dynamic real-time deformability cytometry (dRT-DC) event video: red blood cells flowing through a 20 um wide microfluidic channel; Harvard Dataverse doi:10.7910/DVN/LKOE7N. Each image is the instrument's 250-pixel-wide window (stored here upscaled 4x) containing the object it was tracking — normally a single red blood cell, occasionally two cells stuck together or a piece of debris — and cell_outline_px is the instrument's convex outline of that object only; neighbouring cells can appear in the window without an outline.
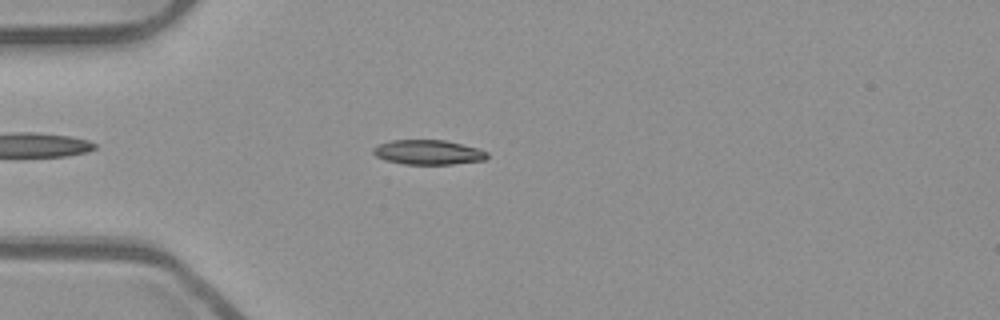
{"species": "common noctule bat (a hibernating species)", "species_latin": "Nyctalus noctula", "temperature_condition": "room temperature", "stored_images_in_passage": 47, "camera_frame_rate_fps": 3000, "um_per_image_px": 0.085, "animal": {"sex": "male", "body_mass_g": 23.1, "forearm_length_mm": 52.7}, "frame": {"image": 1, "passage_image": 8, "time_ms": 2.333, "image_size_px": [1000, 320], "cell_outline_px": [[488, 156], [484, 160], [452, 164], [404, 164], [384, 160], [376, 156], [372, 152], [372, 148], [380, 144], [392, 140], [444, 140], [480, 148], [488, 152]], "centroid_in_image_um": [36.4, 12.94], "position_along_channel_um": 48.6, "area_um2": 16.42}}
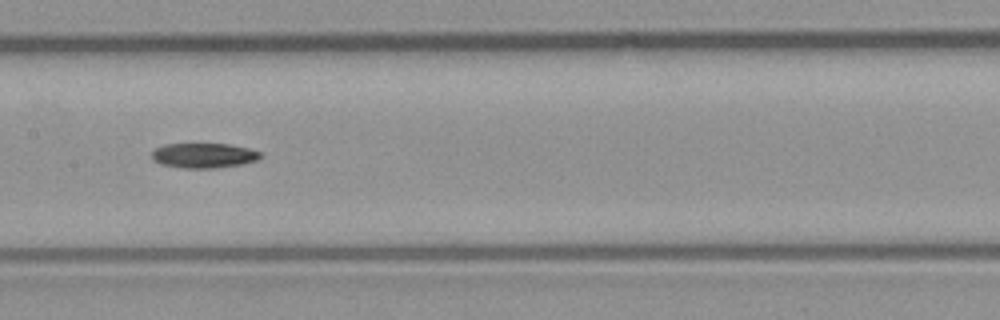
{"frame": {"image": 2, "passage_image": 20, "time_ms": 6.333, "image_size_px": [1000, 320], "cell_outline_px": [[260, 156], [256, 160], [240, 164], [212, 168], [184, 168], [164, 164], [156, 160], [152, 156], [152, 152], [156, 148], [164, 144], [228, 144], [248, 148], [260, 152]], "centroid_in_image_um": [17.32, 13.2], "position_along_channel_um": 190.1, "area_um2": 15.32}}
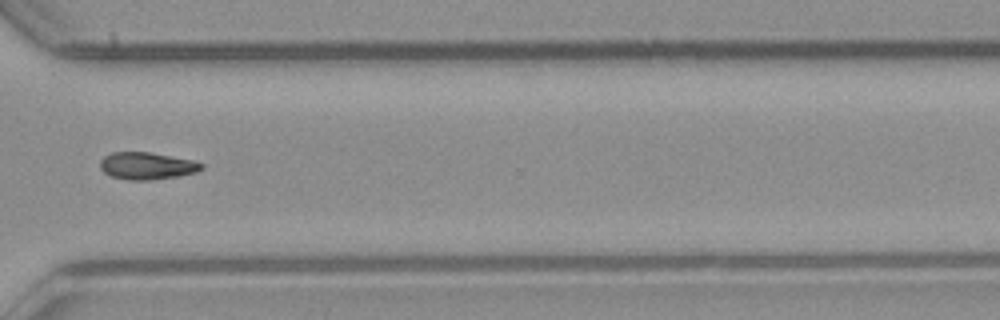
{"frame": {"image": 3, "passage_image": 33, "time_ms": 10.667, "image_size_px": [1000, 320], "cell_outline_px": [[204, 168], [196, 172], [176, 176], [152, 180], [128, 180], [112, 176], [104, 172], [100, 168], [100, 160], [104, 156], [112, 152], [148, 152], [192, 160], [204, 164]], "centroid_in_image_um": [12.47, 14.1], "position_along_channel_um": 358.1, "area_um2": 15.95}}